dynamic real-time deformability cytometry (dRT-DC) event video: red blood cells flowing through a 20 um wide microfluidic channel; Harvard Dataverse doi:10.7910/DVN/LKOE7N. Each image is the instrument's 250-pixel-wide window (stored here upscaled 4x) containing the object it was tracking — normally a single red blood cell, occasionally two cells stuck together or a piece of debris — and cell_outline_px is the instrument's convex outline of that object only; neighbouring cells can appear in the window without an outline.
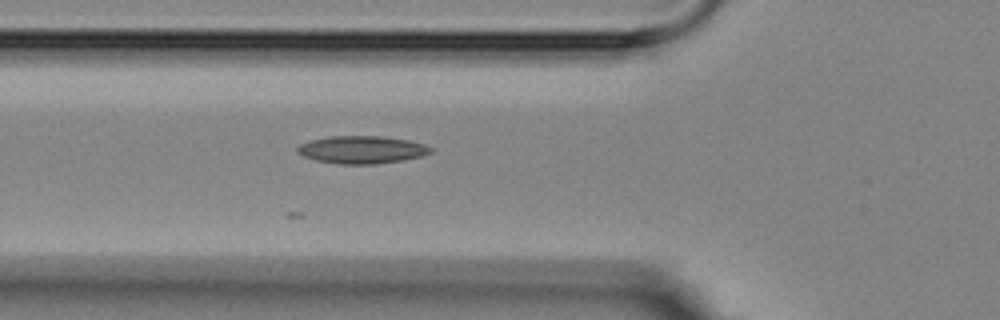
{"species": "Egyptian fruit bat (a non-hibernating species)", "species_latin": "Rousettus aegyptiacus", "temperature_condition": "room temperature", "stored_images_in_passage": 5, "camera_frame_rate_fps": 3000, "um_per_image_px": 0.085, "animal": {"sex": "female"}, "frame": {"image": 1, "passage_image": 5, "time_ms": 5.0, "image_size_px": [1000, 320], "cell_outline_px": [[432, 152], [420, 156], [400, 160], [376, 164], [336, 164], [316, 160], [304, 156], [296, 152], [296, 148], [300, 144], [312, 140], [328, 136], [380, 136], [408, 140], [424, 144], [432, 148]], "centroid_in_image_um": [30.72, 12.72], "position_along_channel_um": 95.1, "area_um2": 21.33}}